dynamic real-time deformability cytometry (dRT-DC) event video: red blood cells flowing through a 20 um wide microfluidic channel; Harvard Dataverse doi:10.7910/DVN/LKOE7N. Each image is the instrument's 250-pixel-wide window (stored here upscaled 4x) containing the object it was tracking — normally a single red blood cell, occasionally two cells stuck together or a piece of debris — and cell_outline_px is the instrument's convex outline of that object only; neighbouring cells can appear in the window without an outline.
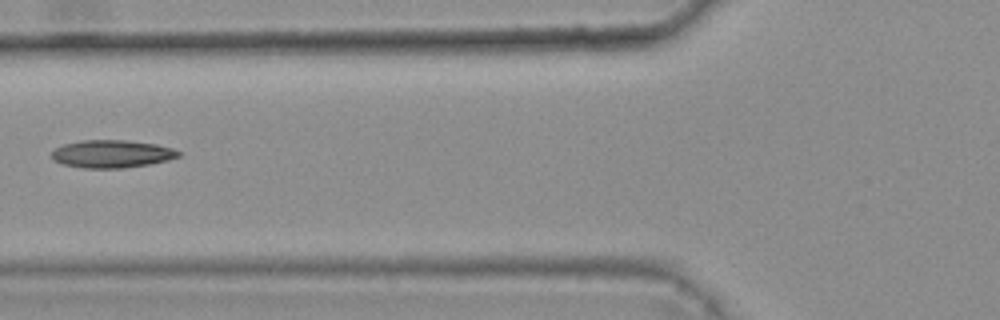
{"species": "common noctule bat (a hibernating species)", "species_latin": "Nyctalus noctula", "temperature_condition": "warm", "stored_images_in_passage": 9, "camera_frame_rate_fps": 3000, "um_per_image_px": 0.085, "animal": {"sex": "female", "body_mass_g": 25.1}, "frame": {"image": 1, "passage_image": 6, "time_ms": 1.667, "image_size_px": [1000, 320], "cell_outline_px": [[180, 156], [168, 160], [148, 164], [120, 168], [84, 168], [64, 164], [52, 160], [52, 152], [56, 148], [64, 144], [80, 140], [124, 140], [156, 144], [172, 148], [180, 152]], "centroid_in_image_um": [9.49, 13.07], "position_along_channel_um": 116.3, "area_um2": 20.35}}
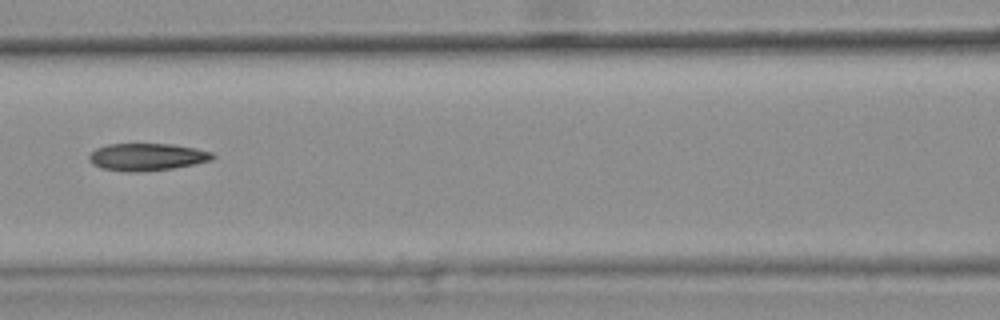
{"frame": {"image": 2, "passage_image": 7, "time_ms": 2.0, "image_size_px": [1000, 320], "cell_outline_px": [[216, 156], [212, 160], [196, 164], [176, 168], [136, 172], [128, 172], [100, 168], [92, 164], [88, 160], [88, 156], [96, 148], [108, 144], [172, 144], [196, 148], [212, 152]], "centroid_in_image_um": [12.5, 13.34], "position_along_channel_um": 154.1, "area_um2": 19.88}}